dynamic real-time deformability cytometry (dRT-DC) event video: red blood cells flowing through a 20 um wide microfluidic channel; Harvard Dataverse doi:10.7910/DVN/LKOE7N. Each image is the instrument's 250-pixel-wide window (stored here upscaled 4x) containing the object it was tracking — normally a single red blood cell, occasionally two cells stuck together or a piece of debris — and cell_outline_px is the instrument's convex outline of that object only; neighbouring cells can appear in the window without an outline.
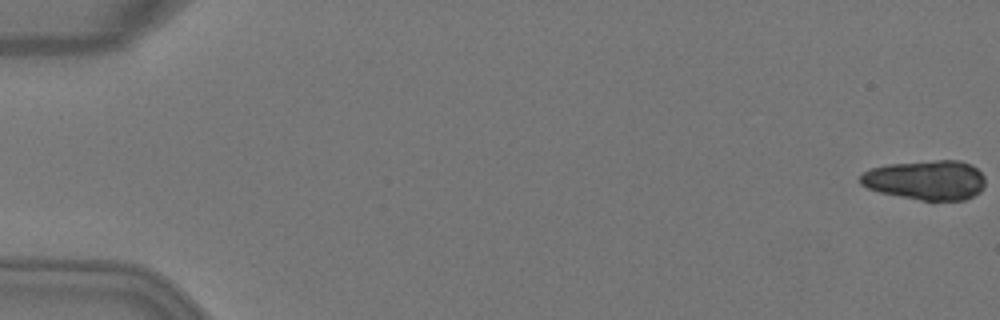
{"species": "Egyptian fruit bat (a non-hibernating species)", "species_latin": "Rousettus aegyptiacus", "temperature_condition": "warm", "stored_images_in_passage": 6, "camera_frame_rate_fps": 3000, "um_per_image_px": 0.085, "animal": {"sex": "female"}, "frame": {"image": 1, "passage_image": 1, "time_ms": 0.0, "image_size_px": [1000, 320], "cell_outline_px": [[984, 188], [980, 192], [964, 200], [932, 204], [880, 192], [868, 188], [860, 184], [860, 176], [864, 172], [872, 168], [888, 164], [936, 160], [960, 160], [972, 164], [984, 176]], "centroid_in_image_um": [78.74, 15.35], "position_along_channel_um": 6.3, "area_um2": 29.71}}